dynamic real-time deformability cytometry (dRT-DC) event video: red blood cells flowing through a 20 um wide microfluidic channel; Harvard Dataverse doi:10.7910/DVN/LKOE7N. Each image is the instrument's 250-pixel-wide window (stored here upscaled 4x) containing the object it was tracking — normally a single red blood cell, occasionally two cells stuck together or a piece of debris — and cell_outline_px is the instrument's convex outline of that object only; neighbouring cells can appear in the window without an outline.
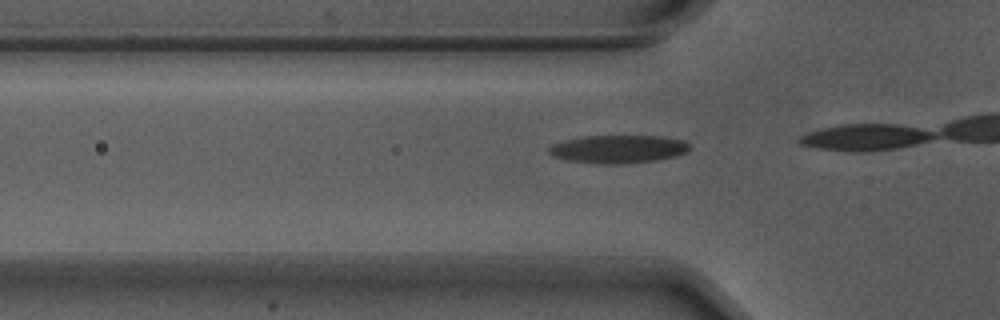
{"species": "Egyptian fruit bat (a non-hibernating species)", "species_latin": "Rousettus aegyptiacus", "temperature_condition": "warm", "stored_images_in_passage": 5, "camera_frame_rate_fps": 3000, "um_per_image_px": 0.085, "animal": {"sex": "male"}, "frame": {"image": 1, "passage_image": 2, "time_ms": 0.333, "image_size_px": [1000, 320], "cell_outline_px": [[692, 148], [688, 152], [676, 156], [656, 160], [628, 164], [600, 164], [568, 160], [552, 156], [548, 152], [548, 148], [552, 144], [568, 140], [588, 136], [664, 136], [684, 140]], "centroid_in_image_um": [52.61, 12.68], "position_along_channel_um": 73.2, "area_um2": 23.12}}